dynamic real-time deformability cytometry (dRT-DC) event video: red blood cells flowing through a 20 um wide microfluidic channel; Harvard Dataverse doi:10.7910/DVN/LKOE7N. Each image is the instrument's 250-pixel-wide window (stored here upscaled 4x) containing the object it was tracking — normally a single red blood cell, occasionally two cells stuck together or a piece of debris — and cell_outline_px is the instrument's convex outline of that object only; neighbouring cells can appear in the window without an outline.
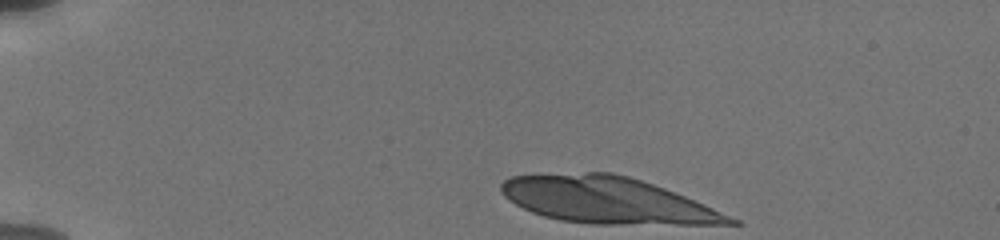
{"species": "human", "species_latin": "Homo sapiens", "temperature_condition": "cold", "stored_images_in_passage": 20, "camera_frame_rate_fps": 3000, "um_per_image_px": 0.085, "donor": {"sex": "male"}, "frame": {"image": 1, "passage_image": 1, "time_ms": 0.0, "image_size_px": [1000, 240], "cell_outline_px": [[744, 224], [592, 224], [560, 220], [544, 216], [532, 212], [516, 204], [504, 196], [500, 192], [500, 184], [504, 180], [512, 176], [584, 172], [612, 172], [628, 176], [664, 188], [704, 204], [740, 220]], "centroid_in_image_um": [51.61, 17.02], "position_along_channel_um": 33.4, "area_um2": 61.56}}